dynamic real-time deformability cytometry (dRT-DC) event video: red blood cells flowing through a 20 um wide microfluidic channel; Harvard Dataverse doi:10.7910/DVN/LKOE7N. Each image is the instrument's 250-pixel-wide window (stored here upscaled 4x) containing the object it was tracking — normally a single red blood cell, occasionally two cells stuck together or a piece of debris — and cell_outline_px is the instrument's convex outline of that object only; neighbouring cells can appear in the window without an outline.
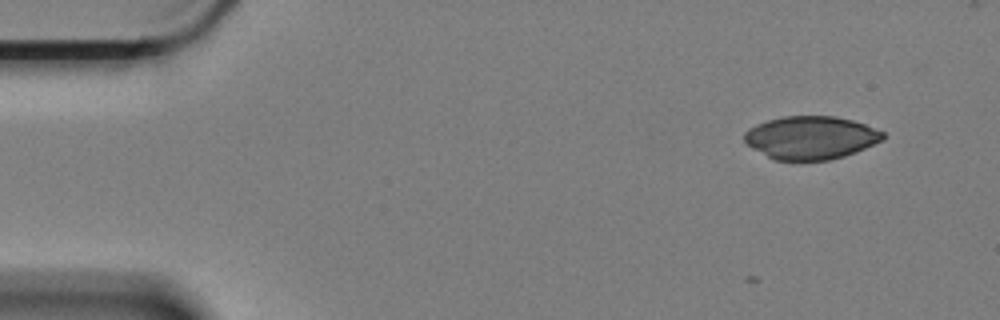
{"species": "Egyptian fruit bat (a non-hibernating species)", "species_latin": "Rousettus aegyptiacus", "temperature_condition": "cold", "stored_images_in_passage": 3, "camera_frame_rate_fps": 3000, "um_per_image_px": 0.085, "animal": {"sex": "female"}, "frame": {"image": 1, "passage_image": 3, "time_ms": 0.667, "image_size_px": [1000, 320], "cell_outline_px": [[884, 140], [856, 152], [844, 156], [828, 160], [776, 160], [752, 148], [744, 140], [744, 132], [748, 128], [756, 124], [768, 120], [784, 116], [832, 116], [852, 120], [864, 124], [884, 132]], "centroid_in_image_um": [68.92, 11.7], "position_along_channel_um": 16.1, "area_um2": 34.68}}